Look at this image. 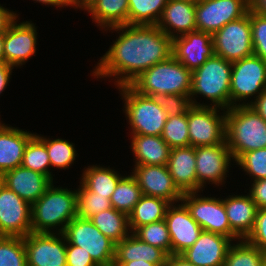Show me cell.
<instances>
[{
    "instance_id": "cell-1",
    "label": "cell",
    "mask_w": 266,
    "mask_h": 266,
    "mask_svg": "<svg viewBox=\"0 0 266 266\" xmlns=\"http://www.w3.org/2000/svg\"><path fill=\"white\" fill-rule=\"evenodd\" d=\"M105 30L120 34L92 74L96 78H116L117 87L129 85L145 70L172 56V38L157 25L127 24Z\"/></svg>"
},
{
    "instance_id": "cell-2",
    "label": "cell",
    "mask_w": 266,
    "mask_h": 266,
    "mask_svg": "<svg viewBox=\"0 0 266 266\" xmlns=\"http://www.w3.org/2000/svg\"><path fill=\"white\" fill-rule=\"evenodd\" d=\"M77 205V190L54 187L52 183L31 205L32 232L54 233L53 229H56L55 233H63L67 224L77 216Z\"/></svg>"
},
{
    "instance_id": "cell-3",
    "label": "cell",
    "mask_w": 266,
    "mask_h": 266,
    "mask_svg": "<svg viewBox=\"0 0 266 266\" xmlns=\"http://www.w3.org/2000/svg\"><path fill=\"white\" fill-rule=\"evenodd\" d=\"M225 140L234 161L243 153L266 148V121L249 105L226 110Z\"/></svg>"
},
{
    "instance_id": "cell-4",
    "label": "cell",
    "mask_w": 266,
    "mask_h": 266,
    "mask_svg": "<svg viewBox=\"0 0 266 266\" xmlns=\"http://www.w3.org/2000/svg\"><path fill=\"white\" fill-rule=\"evenodd\" d=\"M136 92L156 97L178 94L190 96L192 71L173 56L145 70L129 84Z\"/></svg>"
},
{
    "instance_id": "cell-5",
    "label": "cell",
    "mask_w": 266,
    "mask_h": 266,
    "mask_svg": "<svg viewBox=\"0 0 266 266\" xmlns=\"http://www.w3.org/2000/svg\"><path fill=\"white\" fill-rule=\"evenodd\" d=\"M232 63L213 55L199 68L192 71V88L189 96L191 105L207 106L195 100L197 94L210 100L212 107L225 110L231 108L230 84Z\"/></svg>"
},
{
    "instance_id": "cell-6",
    "label": "cell",
    "mask_w": 266,
    "mask_h": 266,
    "mask_svg": "<svg viewBox=\"0 0 266 266\" xmlns=\"http://www.w3.org/2000/svg\"><path fill=\"white\" fill-rule=\"evenodd\" d=\"M131 134L161 136L167 114L153 96L136 92L130 85L119 86Z\"/></svg>"
},
{
    "instance_id": "cell-7",
    "label": "cell",
    "mask_w": 266,
    "mask_h": 266,
    "mask_svg": "<svg viewBox=\"0 0 266 266\" xmlns=\"http://www.w3.org/2000/svg\"><path fill=\"white\" fill-rule=\"evenodd\" d=\"M67 243L88 252L98 266H111L115 260L116 244L106 237L90 219L76 216L62 233Z\"/></svg>"
},
{
    "instance_id": "cell-8",
    "label": "cell",
    "mask_w": 266,
    "mask_h": 266,
    "mask_svg": "<svg viewBox=\"0 0 266 266\" xmlns=\"http://www.w3.org/2000/svg\"><path fill=\"white\" fill-rule=\"evenodd\" d=\"M265 89L266 61L253 54L232 63L231 107L246 106L248 98L251 99L255 95L256 97H253L255 100Z\"/></svg>"
},
{
    "instance_id": "cell-9",
    "label": "cell",
    "mask_w": 266,
    "mask_h": 266,
    "mask_svg": "<svg viewBox=\"0 0 266 266\" xmlns=\"http://www.w3.org/2000/svg\"><path fill=\"white\" fill-rule=\"evenodd\" d=\"M220 109L224 112L220 114ZM190 146H213L225 141L226 110L191 105L187 110Z\"/></svg>"
},
{
    "instance_id": "cell-10",
    "label": "cell",
    "mask_w": 266,
    "mask_h": 266,
    "mask_svg": "<svg viewBox=\"0 0 266 266\" xmlns=\"http://www.w3.org/2000/svg\"><path fill=\"white\" fill-rule=\"evenodd\" d=\"M197 193L183 194L180 202L186 206L190 215L200 227L204 231L213 232L231 238L234 241L240 240L241 238L229 225L223 198L200 197Z\"/></svg>"
},
{
    "instance_id": "cell-11",
    "label": "cell",
    "mask_w": 266,
    "mask_h": 266,
    "mask_svg": "<svg viewBox=\"0 0 266 266\" xmlns=\"http://www.w3.org/2000/svg\"><path fill=\"white\" fill-rule=\"evenodd\" d=\"M214 54L233 63L254 53L248 12L212 35Z\"/></svg>"
},
{
    "instance_id": "cell-12",
    "label": "cell",
    "mask_w": 266,
    "mask_h": 266,
    "mask_svg": "<svg viewBox=\"0 0 266 266\" xmlns=\"http://www.w3.org/2000/svg\"><path fill=\"white\" fill-rule=\"evenodd\" d=\"M248 10V0H199L195 2L197 30L213 35Z\"/></svg>"
},
{
    "instance_id": "cell-13",
    "label": "cell",
    "mask_w": 266,
    "mask_h": 266,
    "mask_svg": "<svg viewBox=\"0 0 266 266\" xmlns=\"http://www.w3.org/2000/svg\"><path fill=\"white\" fill-rule=\"evenodd\" d=\"M24 246L27 266H66L67 241L62 233L30 232Z\"/></svg>"
},
{
    "instance_id": "cell-14",
    "label": "cell",
    "mask_w": 266,
    "mask_h": 266,
    "mask_svg": "<svg viewBox=\"0 0 266 266\" xmlns=\"http://www.w3.org/2000/svg\"><path fill=\"white\" fill-rule=\"evenodd\" d=\"M197 186L202 190L211 182L224 184L231 160L234 161L226 140L218 145L195 147Z\"/></svg>"
},
{
    "instance_id": "cell-15",
    "label": "cell",
    "mask_w": 266,
    "mask_h": 266,
    "mask_svg": "<svg viewBox=\"0 0 266 266\" xmlns=\"http://www.w3.org/2000/svg\"><path fill=\"white\" fill-rule=\"evenodd\" d=\"M30 232L31 204L3 185L0 188V236L26 237Z\"/></svg>"
},
{
    "instance_id": "cell-16",
    "label": "cell",
    "mask_w": 266,
    "mask_h": 266,
    "mask_svg": "<svg viewBox=\"0 0 266 266\" xmlns=\"http://www.w3.org/2000/svg\"><path fill=\"white\" fill-rule=\"evenodd\" d=\"M131 173L139 187L142 195L158 197L170 204L179 203L182 193L178 190L165 165H134Z\"/></svg>"
},
{
    "instance_id": "cell-17",
    "label": "cell",
    "mask_w": 266,
    "mask_h": 266,
    "mask_svg": "<svg viewBox=\"0 0 266 266\" xmlns=\"http://www.w3.org/2000/svg\"><path fill=\"white\" fill-rule=\"evenodd\" d=\"M214 55L212 35L192 31L172 38V56L193 71Z\"/></svg>"
},
{
    "instance_id": "cell-18",
    "label": "cell",
    "mask_w": 266,
    "mask_h": 266,
    "mask_svg": "<svg viewBox=\"0 0 266 266\" xmlns=\"http://www.w3.org/2000/svg\"><path fill=\"white\" fill-rule=\"evenodd\" d=\"M164 220L170 233L171 255L181 254L191 247L203 231L182 202L177 206L170 204Z\"/></svg>"
},
{
    "instance_id": "cell-19",
    "label": "cell",
    "mask_w": 266,
    "mask_h": 266,
    "mask_svg": "<svg viewBox=\"0 0 266 266\" xmlns=\"http://www.w3.org/2000/svg\"><path fill=\"white\" fill-rule=\"evenodd\" d=\"M16 20L4 34L5 63L12 67L25 64L36 53L37 28L31 21Z\"/></svg>"
},
{
    "instance_id": "cell-20",
    "label": "cell",
    "mask_w": 266,
    "mask_h": 266,
    "mask_svg": "<svg viewBox=\"0 0 266 266\" xmlns=\"http://www.w3.org/2000/svg\"><path fill=\"white\" fill-rule=\"evenodd\" d=\"M232 241L203 230L195 243L180 255L196 266H223Z\"/></svg>"
},
{
    "instance_id": "cell-21",
    "label": "cell",
    "mask_w": 266,
    "mask_h": 266,
    "mask_svg": "<svg viewBox=\"0 0 266 266\" xmlns=\"http://www.w3.org/2000/svg\"><path fill=\"white\" fill-rule=\"evenodd\" d=\"M53 181L31 169L16 167L3 174V184L31 205L52 185Z\"/></svg>"
},
{
    "instance_id": "cell-22",
    "label": "cell",
    "mask_w": 266,
    "mask_h": 266,
    "mask_svg": "<svg viewBox=\"0 0 266 266\" xmlns=\"http://www.w3.org/2000/svg\"><path fill=\"white\" fill-rule=\"evenodd\" d=\"M195 2L190 0H168L157 27L174 38L196 31Z\"/></svg>"
},
{
    "instance_id": "cell-23",
    "label": "cell",
    "mask_w": 266,
    "mask_h": 266,
    "mask_svg": "<svg viewBox=\"0 0 266 266\" xmlns=\"http://www.w3.org/2000/svg\"><path fill=\"white\" fill-rule=\"evenodd\" d=\"M167 167L182 194L201 192L197 186L195 147L171 148Z\"/></svg>"
},
{
    "instance_id": "cell-24",
    "label": "cell",
    "mask_w": 266,
    "mask_h": 266,
    "mask_svg": "<svg viewBox=\"0 0 266 266\" xmlns=\"http://www.w3.org/2000/svg\"><path fill=\"white\" fill-rule=\"evenodd\" d=\"M34 135L0 121V173L21 166L25 148Z\"/></svg>"
},
{
    "instance_id": "cell-25",
    "label": "cell",
    "mask_w": 266,
    "mask_h": 266,
    "mask_svg": "<svg viewBox=\"0 0 266 266\" xmlns=\"http://www.w3.org/2000/svg\"><path fill=\"white\" fill-rule=\"evenodd\" d=\"M227 197L223 199V203L229 225L241 239H245L253 229L258 210L257 205L249 194Z\"/></svg>"
},
{
    "instance_id": "cell-26",
    "label": "cell",
    "mask_w": 266,
    "mask_h": 266,
    "mask_svg": "<svg viewBox=\"0 0 266 266\" xmlns=\"http://www.w3.org/2000/svg\"><path fill=\"white\" fill-rule=\"evenodd\" d=\"M131 149L135 165L168 164L171 147L161 136L131 134Z\"/></svg>"
},
{
    "instance_id": "cell-27",
    "label": "cell",
    "mask_w": 266,
    "mask_h": 266,
    "mask_svg": "<svg viewBox=\"0 0 266 266\" xmlns=\"http://www.w3.org/2000/svg\"><path fill=\"white\" fill-rule=\"evenodd\" d=\"M168 255L161 249L142 242L131 233L116 244L114 262H130L144 260L157 266H164Z\"/></svg>"
},
{
    "instance_id": "cell-28",
    "label": "cell",
    "mask_w": 266,
    "mask_h": 266,
    "mask_svg": "<svg viewBox=\"0 0 266 266\" xmlns=\"http://www.w3.org/2000/svg\"><path fill=\"white\" fill-rule=\"evenodd\" d=\"M128 0H94L86 9L100 28L128 24Z\"/></svg>"
},
{
    "instance_id": "cell-29",
    "label": "cell",
    "mask_w": 266,
    "mask_h": 266,
    "mask_svg": "<svg viewBox=\"0 0 266 266\" xmlns=\"http://www.w3.org/2000/svg\"><path fill=\"white\" fill-rule=\"evenodd\" d=\"M169 205L164 199L142 195L128 215L130 231L134 233L141 226L163 220Z\"/></svg>"
},
{
    "instance_id": "cell-30",
    "label": "cell",
    "mask_w": 266,
    "mask_h": 266,
    "mask_svg": "<svg viewBox=\"0 0 266 266\" xmlns=\"http://www.w3.org/2000/svg\"><path fill=\"white\" fill-rule=\"evenodd\" d=\"M100 165L88 166L82 173L81 183L95 195H101L110 199L119 180L123 177L121 174Z\"/></svg>"
},
{
    "instance_id": "cell-31",
    "label": "cell",
    "mask_w": 266,
    "mask_h": 266,
    "mask_svg": "<svg viewBox=\"0 0 266 266\" xmlns=\"http://www.w3.org/2000/svg\"><path fill=\"white\" fill-rule=\"evenodd\" d=\"M90 220L115 244L119 243L132 233L129 227L128 215L113 207L95 214Z\"/></svg>"
},
{
    "instance_id": "cell-32",
    "label": "cell",
    "mask_w": 266,
    "mask_h": 266,
    "mask_svg": "<svg viewBox=\"0 0 266 266\" xmlns=\"http://www.w3.org/2000/svg\"><path fill=\"white\" fill-rule=\"evenodd\" d=\"M168 0H128V24L157 25Z\"/></svg>"
},
{
    "instance_id": "cell-33",
    "label": "cell",
    "mask_w": 266,
    "mask_h": 266,
    "mask_svg": "<svg viewBox=\"0 0 266 266\" xmlns=\"http://www.w3.org/2000/svg\"><path fill=\"white\" fill-rule=\"evenodd\" d=\"M142 196L141 188L135 177L131 174L123 176L110 197L114 209L124 212L127 215L133 210Z\"/></svg>"
},
{
    "instance_id": "cell-34",
    "label": "cell",
    "mask_w": 266,
    "mask_h": 266,
    "mask_svg": "<svg viewBox=\"0 0 266 266\" xmlns=\"http://www.w3.org/2000/svg\"><path fill=\"white\" fill-rule=\"evenodd\" d=\"M266 254L245 239L231 244L223 266H263Z\"/></svg>"
},
{
    "instance_id": "cell-35",
    "label": "cell",
    "mask_w": 266,
    "mask_h": 266,
    "mask_svg": "<svg viewBox=\"0 0 266 266\" xmlns=\"http://www.w3.org/2000/svg\"><path fill=\"white\" fill-rule=\"evenodd\" d=\"M21 166L42 173L53 181L45 143L36 134L28 141Z\"/></svg>"
},
{
    "instance_id": "cell-36",
    "label": "cell",
    "mask_w": 266,
    "mask_h": 266,
    "mask_svg": "<svg viewBox=\"0 0 266 266\" xmlns=\"http://www.w3.org/2000/svg\"><path fill=\"white\" fill-rule=\"evenodd\" d=\"M37 136L45 143L50 167L52 166L64 170L67 168L69 169L77 156L74 143H70L68 140L61 138L51 140L38 134Z\"/></svg>"
},
{
    "instance_id": "cell-37",
    "label": "cell",
    "mask_w": 266,
    "mask_h": 266,
    "mask_svg": "<svg viewBox=\"0 0 266 266\" xmlns=\"http://www.w3.org/2000/svg\"><path fill=\"white\" fill-rule=\"evenodd\" d=\"M77 190V216L84 219H91L95 214L112 208L109 198L95 195L89 191L81 182Z\"/></svg>"
},
{
    "instance_id": "cell-38",
    "label": "cell",
    "mask_w": 266,
    "mask_h": 266,
    "mask_svg": "<svg viewBox=\"0 0 266 266\" xmlns=\"http://www.w3.org/2000/svg\"><path fill=\"white\" fill-rule=\"evenodd\" d=\"M133 234L142 242L163 250L168 256L171 255L170 233L164 219L141 226Z\"/></svg>"
},
{
    "instance_id": "cell-39",
    "label": "cell",
    "mask_w": 266,
    "mask_h": 266,
    "mask_svg": "<svg viewBox=\"0 0 266 266\" xmlns=\"http://www.w3.org/2000/svg\"><path fill=\"white\" fill-rule=\"evenodd\" d=\"M0 266H27L24 237L0 236Z\"/></svg>"
},
{
    "instance_id": "cell-40",
    "label": "cell",
    "mask_w": 266,
    "mask_h": 266,
    "mask_svg": "<svg viewBox=\"0 0 266 266\" xmlns=\"http://www.w3.org/2000/svg\"><path fill=\"white\" fill-rule=\"evenodd\" d=\"M161 137L171 148L190 146L187 112L167 117Z\"/></svg>"
},
{
    "instance_id": "cell-41",
    "label": "cell",
    "mask_w": 266,
    "mask_h": 266,
    "mask_svg": "<svg viewBox=\"0 0 266 266\" xmlns=\"http://www.w3.org/2000/svg\"><path fill=\"white\" fill-rule=\"evenodd\" d=\"M235 162L254 181L266 178V148L243 153Z\"/></svg>"
},
{
    "instance_id": "cell-42",
    "label": "cell",
    "mask_w": 266,
    "mask_h": 266,
    "mask_svg": "<svg viewBox=\"0 0 266 266\" xmlns=\"http://www.w3.org/2000/svg\"><path fill=\"white\" fill-rule=\"evenodd\" d=\"M254 55L266 61V17L249 11Z\"/></svg>"
},
{
    "instance_id": "cell-43",
    "label": "cell",
    "mask_w": 266,
    "mask_h": 266,
    "mask_svg": "<svg viewBox=\"0 0 266 266\" xmlns=\"http://www.w3.org/2000/svg\"><path fill=\"white\" fill-rule=\"evenodd\" d=\"M158 104L164 109L167 117L185 114L191 106L189 96L171 94L155 97Z\"/></svg>"
},
{
    "instance_id": "cell-44",
    "label": "cell",
    "mask_w": 266,
    "mask_h": 266,
    "mask_svg": "<svg viewBox=\"0 0 266 266\" xmlns=\"http://www.w3.org/2000/svg\"><path fill=\"white\" fill-rule=\"evenodd\" d=\"M245 240L266 254V209L257 210L253 229Z\"/></svg>"
},
{
    "instance_id": "cell-45",
    "label": "cell",
    "mask_w": 266,
    "mask_h": 266,
    "mask_svg": "<svg viewBox=\"0 0 266 266\" xmlns=\"http://www.w3.org/2000/svg\"><path fill=\"white\" fill-rule=\"evenodd\" d=\"M66 266H98L81 247L67 243Z\"/></svg>"
},
{
    "instance_id": "cell-46",
    "label": "cell",
    "mask_w": 266,
    "mask_h": 266,
    "mask_svg": "<svg viewBox=\"0 0 266 266\" xmlns=\"http://www.w3.org/2000/svg\"><path fill=\"white\" fill-rule=\"evenodd\" d=\"M248 194L258 209H266V178L253 181Z\"/></svg>"
},
{
    "instance_id": "cell-47",
    "label": "cell",
    "mask_w": 266,
    "mask_h": 266,
    "mask_svg": "<svg viewBox=\"0 0 266 266\" xmlns=\"http://www.w3.org/2000/svg\"><path fill=\"white\" fill-rule=\"evenodd\" d=\"M17 18L16 13L0 5V35L5 34Z\"/></svg>"
},
{
    "instance_id": "cell-48",
    "label": "cell",
    "mask_w": 266,
    "mask_h": 266,
    "mask_svg": "<svg viewBox=\"0 0 266 266\" xmlns=\"http://www.w3.org/2000/svg\"><path fill=\"white\" fill-rule=\"evenodd\" d=\"M266 121V89L255 100L247 102Z\"/></svg>"
},
{
    "instance_id": "cell-49",
    "label": "cell",
    "mask_w": 266,
    "mask_h": 266,
    "mask_svg": "<svg viewBox=\"0 0 266 266\" xmlns=\"http://www.w3.org/2000/svg\"><path fill=\"white\" fill-rule=\"evenodd\" d=\"M13 68L10 64L0 62V94L8 86Z\"/></svg>"
},
{
    "instance_id": "cell-50",
    "label": "cell",
    "mask_w": 266,
    "mask_h": 266,
    "mask_svg": "<svg viewBox=\"0 0 266 266\" xmlns=\"http://www.w3.org/2000/svg\"><path fill=\"white\" fill-rule=\"evenodd\" d=\"M249 11L266 17V0H248Z\"/></svg>"
},
{
    "instance_id": "cell-51",
    "label": "cell",
    "mask_w": 266,
    "mask_h": 266,
    "mask_svg": "<svg viewBox=\"0 0 266 266\" xmlns=\"http://www.w3.org/2000/svg\"><path fill=\"white\" fill-rule=\"evenodd\" d=\"M164 266H196V265L188 262L180 254H172L167 257Z\"/></svg>"
},
{
    "instance_id": "cell-52",
    "label": "cell",
    "mask_w": 266,
    "mask_h": 266,
    "mask_svg": "<svg viewBox=\"0 0 266 266\" xmlns=\"http://www.w3.org/2000/svg\"><path fill=\"white\" fill-rule=\"evenodd\" d=\"M33 1H36V2H39V3H42V4H47V5H52V6H57V8H62V7H65V6H69L70 7V4H69V0H33Z\"/></svg>"
},
{
    "instance_id": "cell-53",
    "label": "cell",
    "mask_w": 266,
    "mask_h": 266,
    "mask_svg": "<svg viewBox=\"0 0 266 266\" xmlns=\"http://www.w3.org/2000/svg\"><path fill=\"white\" fill-rule=\"evenodd\" d=\"M116 266H157L156 264L149 263L147 261L133 260L130 262H114Z\"/></svg>"
},
{
    "instance_id": "cell-54",
    "label": "cell",
    "mask_w": 266,
    "mask_h": 266,
    "mask_svg": "<svg viewBox=\"0 0 266 266\" xmlns=\"http://www.w3.org/2000/svg\"><path fill=\"white\" fill-rule=\"evenodd\" d=\"M94 0H69L70 6H73V8H81L86 9Z\"/></svg>"
},
{
    "instance_id": "cell-55",
    "label": "cell",
    "mask_w": 266,
    "mask_h": 266,
    "mask_svg": "<svg viewBox=\"0 0 266 266\" xmlns=\"http://www.w3.org/2000/svg\"><path fill=\"white\" fill-rule=\"evenodd\" d=\"M0 62H5V57H4V34L0 35Z\"/></svg>"
},
{
    "instance_id": "cell-56",
    "label": "cell",
    "mask_w": 266,
    "mask_h": 266,
    "mask_svg": "<svg viewBox=\"0 0 266 266\" xmlns=\"http://www.w3.org/2000/svg\"><path fill=\"white\" fill-rule=\"evenodd\" d=\"M3 174L0 173V188L3 186Z\"/></svg>"
}]
</instances>
